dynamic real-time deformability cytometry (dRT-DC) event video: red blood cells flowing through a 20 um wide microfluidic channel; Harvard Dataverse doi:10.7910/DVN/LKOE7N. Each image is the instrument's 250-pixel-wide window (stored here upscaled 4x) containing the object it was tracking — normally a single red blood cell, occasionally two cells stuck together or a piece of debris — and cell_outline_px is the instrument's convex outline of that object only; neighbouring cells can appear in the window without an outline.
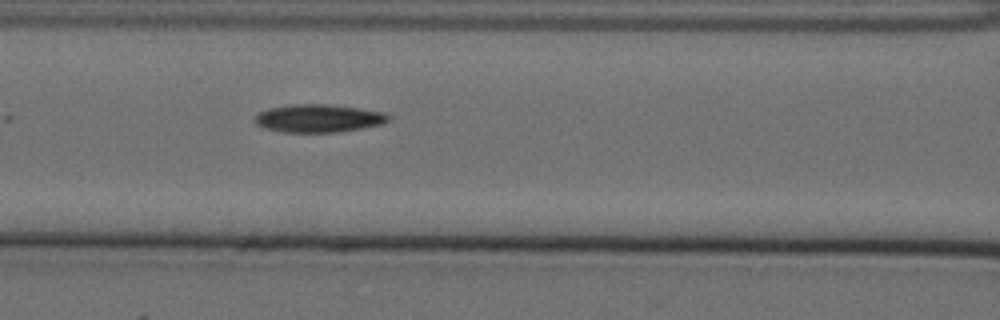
{"species": "Egyptian fruit bat (a non-hibernating species)", "species_latin": "Rousettus aegyptiacus", "temperature_condition": "cold", "stored_images_in_passage": 8, "camera_frame_rate_fps": 3000, "um_per_image_px": 0.085, "animal": {"sex": "female"}, "frame": {"image": 1, "passage_image": 8, "time_ms": 2.333, "image_size_px": [1000, 320], "cell_outline_px": [[392, 120], [384, 124], [336, 132], [284, 132], [264, 128], [256, 124], [256, 116], [260, 112], [268, 108], [292, 104], [328, 104], [360, 108], [384, 112], [392, 116]], "centroid_in_image_um": [27.14, 10.05], "position_along_channel_um": 139.5, "area_um2": 21.85}}